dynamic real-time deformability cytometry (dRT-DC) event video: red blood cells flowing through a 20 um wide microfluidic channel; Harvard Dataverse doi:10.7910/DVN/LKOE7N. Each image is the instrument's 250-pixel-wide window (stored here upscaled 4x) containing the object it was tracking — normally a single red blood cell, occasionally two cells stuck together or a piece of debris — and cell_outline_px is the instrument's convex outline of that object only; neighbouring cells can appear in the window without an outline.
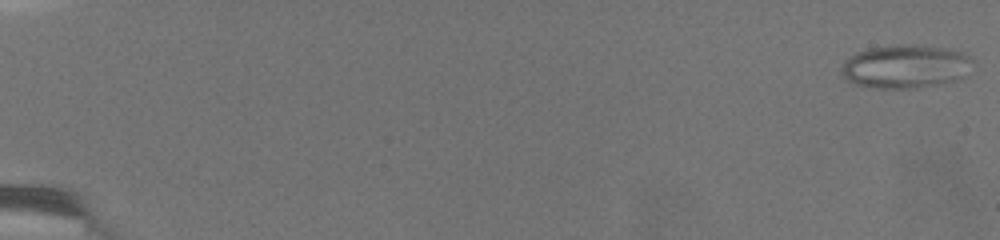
{"species": "common noctule bat (a hibernating species)", "species_latin": "Nyctalus noctula", "temperature_condition": "warm", "stored_images_in_passage": 72, "camera_frame_rate_fps": 3000, "um_per_image_px": 0.085, "animal": {"sex": "female", "body_mass_g": 19.5, "forearm_length_mm": 54.1}, "frame": {"image": 1, "passage_image": 1, "time_ms": 0.0, "image_size_px": [1000, 240], "cell_outline_px": [[976, 60], [968, 76], [960, 80], [916, 88], [876, 88], [856, 84], [848, 80], [840, 72], [840, 68], [844, 60], [848, 56], [856, 52], [868, 48], [892, 44], [908, 44], [940, 48], [964, 52]], "centroid_in_image_um": [77.01, 5.65], "position_along_channel_um": 8.0, "area_um2": 33.93}}
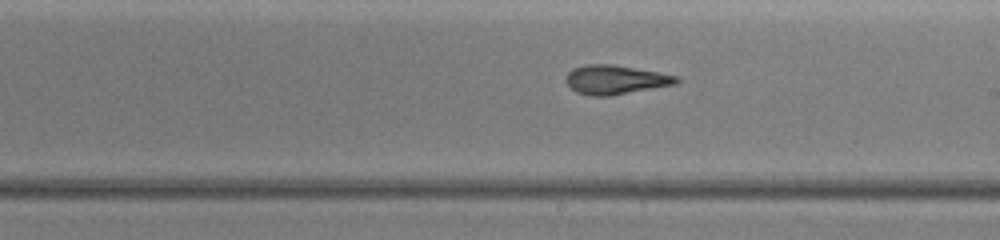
{"frame": {"image": 2, "passage_image": 46, "time_ms": 12.0, "image_size_px": [1000, 240], "cell_outline_px": [[680, 80], [676, 84], [612, 96], [588, 96], [576, 92], [564, 80], [568, 72], [572, 68], [588, 64], [616, 64], [676, 76]], "centroid_in_image_um": [52.27, 6.78], "position_along_channel_um": 236.7, "area_um2": 18.84}}
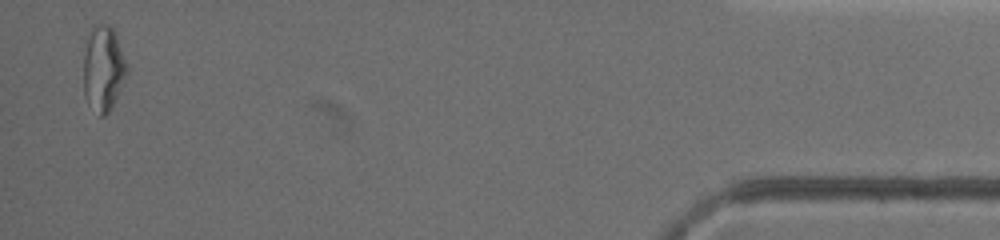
{"frame": {"image": 3, "passage_image": 72, "time_ms": 19.333, "image_size_px": [1000, 240], "cell_outline_px": [[128, 72], [108, 112], [104, 116], [100, 116], [88, 104], [84, 96], [84, 56], [88, 40], [92, 28], [96, 24], [104, 24], [112, 28], [116, 32], [128, 64]], "centroid_in_image_um": [8.8, 5.82], "position_along_channel_um": 426.4, "area_um2": 21.33}, "authors_computed_cell_mechanics": {"area_um2": 20.1433, "velocity_mm_per_s": 3.5962, "shape_relaxation_time_tau1_ms": null, "shape_relaxation_time_tau2_ms": 2.4532, "deformation_change_tau1": null, "deformation_change_tau2": 0.1131}}